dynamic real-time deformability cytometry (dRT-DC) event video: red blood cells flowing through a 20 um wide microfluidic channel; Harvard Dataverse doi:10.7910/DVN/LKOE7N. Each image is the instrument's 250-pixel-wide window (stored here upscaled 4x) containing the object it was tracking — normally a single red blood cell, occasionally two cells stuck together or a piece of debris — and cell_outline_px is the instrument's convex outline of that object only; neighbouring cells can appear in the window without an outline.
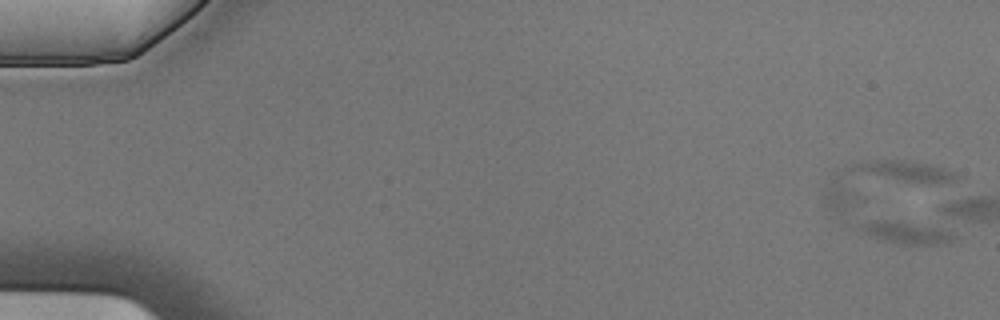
{"species": "Egyptian fruit bat (a non-hibernating species)", "species_latin": "Rousettus aegyptiacus", "temperature_condition": "cold", "stored_images_in_passage": 5, "camera_frame_rate_fps": 3000, "um_per_image_px": 0.085, "animal": {"sex": "male"}, "frame": {"image": 1, "passage_image": 1, "time_ms": 0.0, "image_size_px": [1000, 320], "cell_outline_px": [[960, 176], [956, 180], [840, 216], [836, 216], [824, 204], [824, 196], [836, 172], [844, 168], [856, 164], [872, 160], [908, 160], [928, 164], [944, 168]], "centroid_in_image_um": [74.89, 15.6], "position_along_channel_um": 10.1, "area_um2": 32.54}}